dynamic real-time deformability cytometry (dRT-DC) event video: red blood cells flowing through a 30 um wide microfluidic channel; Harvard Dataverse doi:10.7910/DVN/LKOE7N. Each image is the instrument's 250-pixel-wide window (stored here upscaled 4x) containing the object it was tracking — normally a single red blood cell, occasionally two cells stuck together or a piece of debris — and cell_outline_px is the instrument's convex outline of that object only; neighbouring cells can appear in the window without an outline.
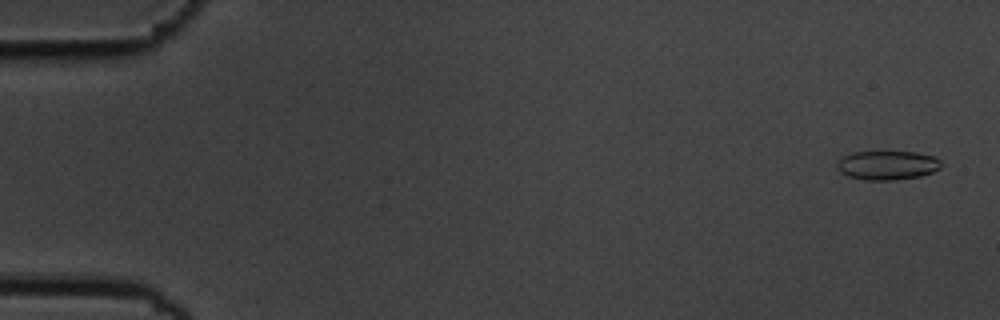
{"species": "common noctule bat (a hibernating species)", "species_latin": "Nyctalus noctula", "temperature_condition": "cold", "stored_images_in_passage": 10, "camera_frame_rate_fps": 3000, "um_per_image_px": 0.085, "animal": {"sex": "male", "body_mass_g": 19.5, "forearm_length_mm": 54.6}, "frame": {"image": 1, "passage_image": 2, "time_ms": 0.333, "image_size_px": [1000, 320], "cell_outline_px": [[940, 168], [932, 172], [920, 176], [896, 180], [864, 180], [848, 176], [840, 172], [836, 168], [836, 164], [844, 156], [852, 152], [916, 152], [936, 156], [940, 160]], "centroid_in_image_um": [75.42, 14.05], "position_along_channel_um": 9.6, "area_um2": 17.69}}